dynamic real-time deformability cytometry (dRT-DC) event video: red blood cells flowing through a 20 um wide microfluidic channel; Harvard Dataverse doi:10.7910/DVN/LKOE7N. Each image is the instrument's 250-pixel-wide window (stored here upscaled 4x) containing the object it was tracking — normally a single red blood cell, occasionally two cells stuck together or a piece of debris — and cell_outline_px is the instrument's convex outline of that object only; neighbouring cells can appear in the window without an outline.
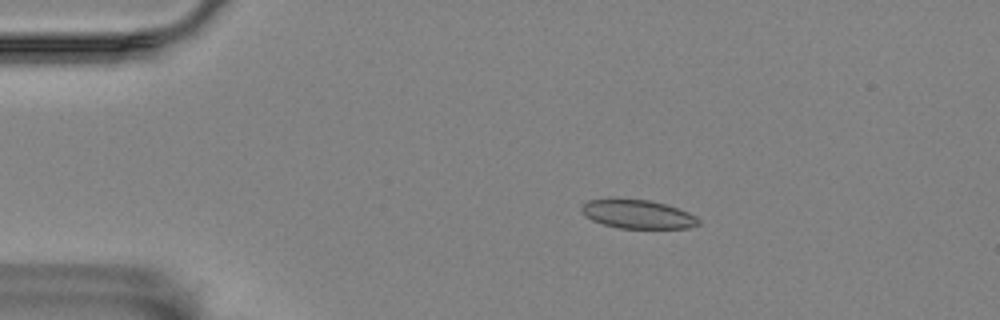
{"species": "Egyptian fruit bat (a non-hibernating species)", "species_latin": "Rousettus aegyptiacus", "temperature_condition": "room temperature", "stored_images_in_passage": 7, "camera_frame_rate_fps": 3000, "um_per_image_px": 0.085, "animal": {"sex": "female"}, "frame": {"image": 1, "passage_image": 4, "time_ms": 3.333, "image_size_px": [1000, 320], "cell_outline_px": [[700, 224], [688, 228], [620, 228], [604, 224], [592, 220], [584, 216], [580, 208], [588, 200], [608, 196], [616, 196], [648, 200], [664, 204], [688, 212], [700, 220]], "centroid_in_image_um": [54.12, 18.16], "position_along_channel_um": 30.9, "area_um2": 20.06}}
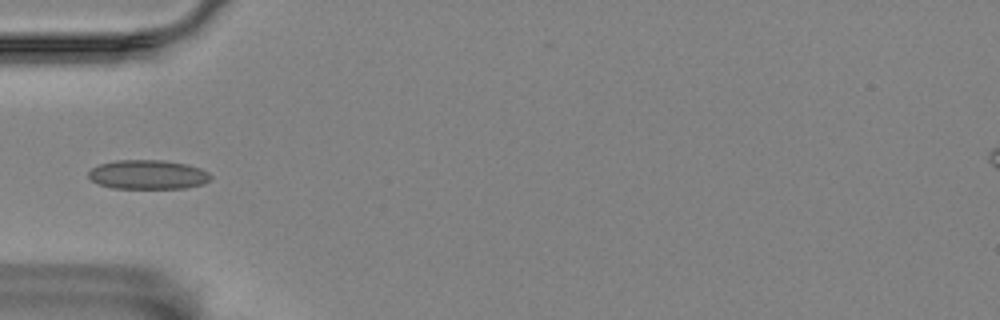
{"frame": {"image": 2, "passage_image": 6, "time_ms": 6.0, "image_size_px": [1000, 320], "cell_outline_px": [[212, 176], [204, 184], [184, 188], [112, 188], [100, 184], [92, 180], [88, 176], [88, 172], [92, 168], [100, 164], [116, 160], [164, 160], [188, 164], [200, 168], [208, 172]], "centroid_in_image_um": [12.59, 14.83], "position_along_channel_um": 72.4, "area_um2": 20.81}}
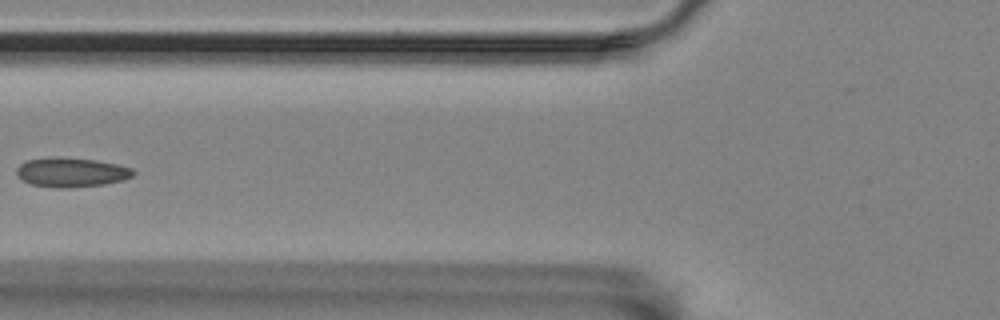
{"frame": {"image": 3, "passage_image": 7, "time_ms": 7.333, "image_size_px": [1000, 320], "cell_outline_px": [[136, 172], [132, 176], [124, 180], [104, 184], [68, 188], [52, 188], [32, 184], [16, 176], [16, 168], [20, 164], [28, 160], [96, 160], [116, 164], [132, 168]], "centroid_in_image_um": [6.1, 14.7], "position_along_channel_um": 119.7, "area_um2": 19.13}}